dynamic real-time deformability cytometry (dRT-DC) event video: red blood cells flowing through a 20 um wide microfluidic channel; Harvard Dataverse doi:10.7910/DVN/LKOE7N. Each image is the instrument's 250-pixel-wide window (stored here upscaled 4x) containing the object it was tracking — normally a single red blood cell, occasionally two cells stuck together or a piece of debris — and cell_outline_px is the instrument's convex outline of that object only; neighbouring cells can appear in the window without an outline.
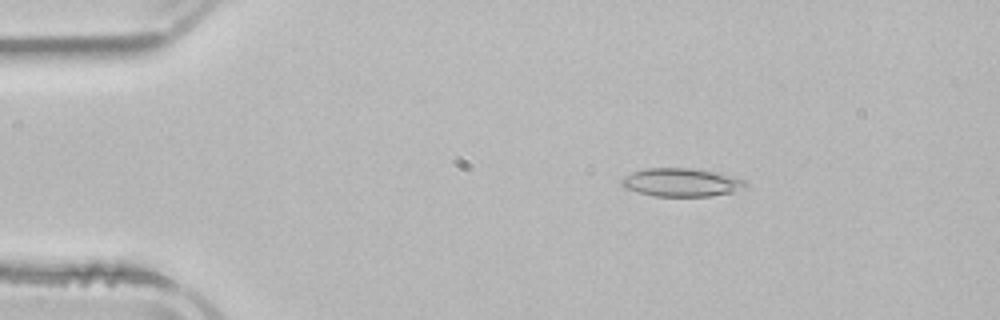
{"species": "common noctule bat (a hibernating species)", "species_latin": "Nyctalus noctula", "temperature_condition": "room temperature", "stored_images_in_passage": 5, "camera_frame_rate_fps": 3000, "um_per_image_px": 0.085, "animal": {"sex": "male", "body_mass_g": 21.5, "forearm_length_mm": 52.0}, "frame": {"image": 1, "passage_image": 1, "time_ms": 0.0, "image_size_px": [1000, 320], "cell_outline_px": [[748, 188], [736, 192], [708, 196], [656, 196], [624, 188], [620, 184], [620, 180], [624, 176], [632, 172], [644, 168], [692, 168], [732, 176], [744, 180], [748, 184]], "centroid_in_image_um": [57.93, 15.5], "position_along_channel_um": 27.1, "area_um2": 20.52}}
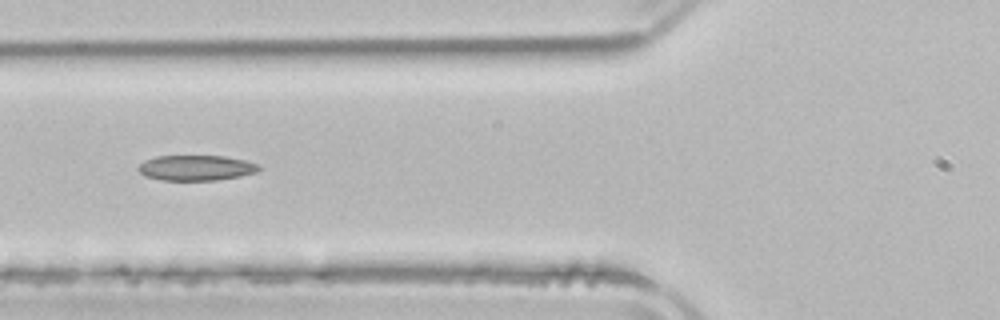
{"frame": {"image": 2, "passage_image": 4, "time_ms": 3.667, "image_size_px": [1000, 320], "cell_outline_px": [[260, 168], [256, 172], [240, 176], [216, 180], [160, 180], [144, 176], [136, 168], [144, 160], [156, 156], [224, 156], [244, 160], [260, 164]], "centroid_in_image_um": [16.64, 14.26], "position_along_channel_um": 109.2, "area_um2": 17.86}}
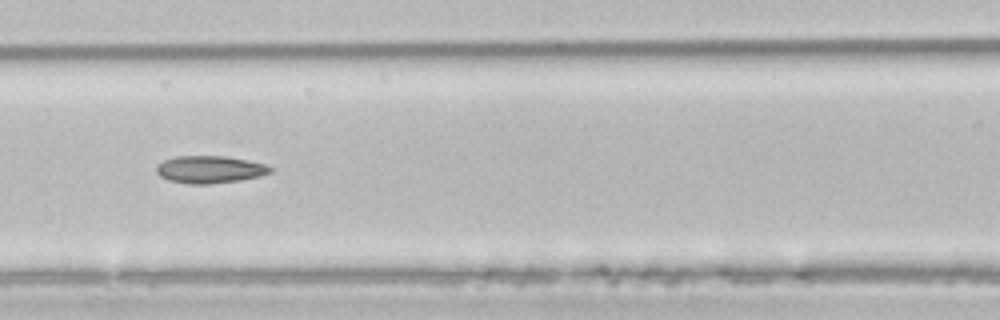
{"frame": {"image": 3, "passage_image": 5, "time_ms": 4.667, "image_size_px": [1000, 320], "cell_outline_px": [[272, 172], [260, 176], [240, 180], [212, 184], [192, 184], [168, 180], [160, 176], [156, 172], [156, 164], [164, 160], [176, 156], [224, 156], [268, 164], [272, 168]], "centroid_in_image_um": [17.83, 14.4], "position_along_channel_um": 148.8, "area_um2": 18.26}}